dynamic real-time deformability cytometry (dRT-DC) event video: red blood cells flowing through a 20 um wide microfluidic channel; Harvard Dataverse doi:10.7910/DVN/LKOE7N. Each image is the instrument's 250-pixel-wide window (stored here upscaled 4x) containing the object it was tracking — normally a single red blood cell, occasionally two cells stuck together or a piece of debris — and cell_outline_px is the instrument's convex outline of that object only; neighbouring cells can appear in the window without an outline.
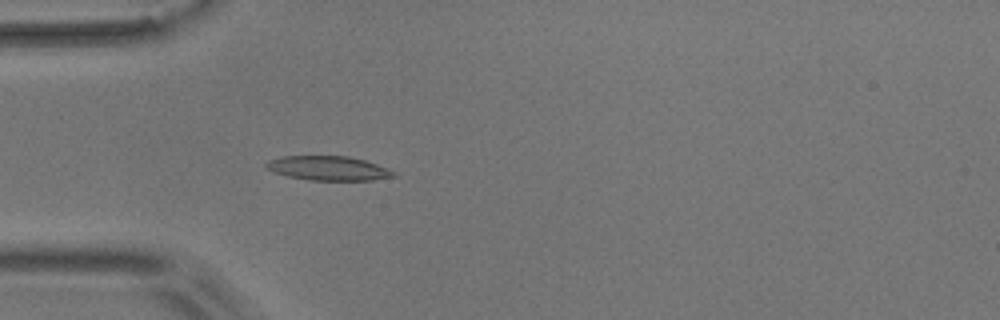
{"species": "common noctule bat (a hibernating species)", "species_latin": "Nyctalus noctula", "temperature_condition": "room temperature", "stored_images_in_passage": 3, "camera_frame_rate_fps": 3000, "um_per_image_px": 0.085, "animal": {"sex": "male", "body_mass_g": 17.9}, "frame": {"image": 1, "passage_image": 3, "time_ms": 3.0, "image_size_px": [1000, 320], "cell_outline_px": [[396, 176], [372, 180], [312, 180], [288, 176], [276, 172], [268, 168], [264, 164], [268, 160], [280, 156], [348, 156], [364, 160], [376, 164], [396, 172]], "centroid_in_image_um": [27.91, 14.29], "position_along_channel_um": 57.1, "area_um2": 17.86}}